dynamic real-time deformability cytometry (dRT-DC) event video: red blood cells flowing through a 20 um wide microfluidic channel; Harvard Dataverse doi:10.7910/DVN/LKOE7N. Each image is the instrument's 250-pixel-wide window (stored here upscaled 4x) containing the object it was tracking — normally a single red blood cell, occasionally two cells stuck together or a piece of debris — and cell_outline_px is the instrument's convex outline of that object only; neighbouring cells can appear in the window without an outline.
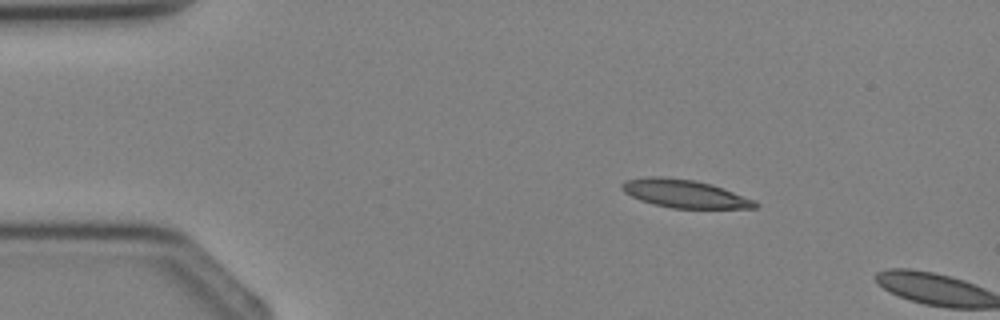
{"species": "Egyptian fruit bat (a non-hibernating species)", "species_latin": "Rousettus aegyptiacus", "temperature_condition": "cold", "stored_images_in_passage": 2, "camera_frame_rate_fps": 3000, "um_per_image_px": 0.085, "animal": {"sex": "female"}, "frame": {"image": 1, "passage_image": 1, "time_ms": 0.0, "image_size_px": [1000, 320], "cell_outline_px": [[760, 204], [756, 208], [672, 208], [640, 200], [624, 192], [620, 184], [624, 180], [648, 176], [664, 176], [696, 180], [712, 184], [756, 200]], "centroid_in_image_um": [58.2, 16.45], "position_along_channel_um": 26.8, "area_um2": 21.91}}